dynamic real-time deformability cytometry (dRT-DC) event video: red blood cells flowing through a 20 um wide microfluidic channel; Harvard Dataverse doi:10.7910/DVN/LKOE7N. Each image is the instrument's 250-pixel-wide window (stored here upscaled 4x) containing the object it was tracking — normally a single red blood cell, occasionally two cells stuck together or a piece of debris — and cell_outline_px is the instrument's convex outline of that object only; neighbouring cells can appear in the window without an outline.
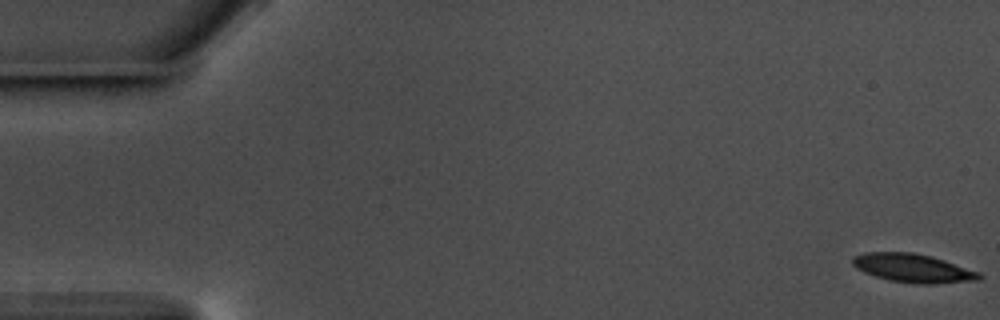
{"species": "common noctule bat (a hibernating species)", "species_latin": "Nyctalus noctula", "temperature_condition": "warm", "stored_images_in_passage": 58, "camera_frame_rate_fps": 3000, "um_per_image_px": 0.085, "animal": {"sex": "male", "body_mass_g": 17.5, "forearm_length_mm": 52.3}, "frame": {"image": 1, "passage_image": 1, "time_ms": 0.0, "image_size_px": [1000, 320], "cell_outline_px": [[984, 276], [980, 280], [936, 284], [916, 284], [892, 280], [876, 276], [864, 272], [856, 268], [852, 264], [852, 256], [864, 252], [912, 252], [932, 256], [980, 272]], "centroid_in_image_um": [77.63, 22.79], "position_along_channel_um": 7.4, "area_um2": 21.21}}
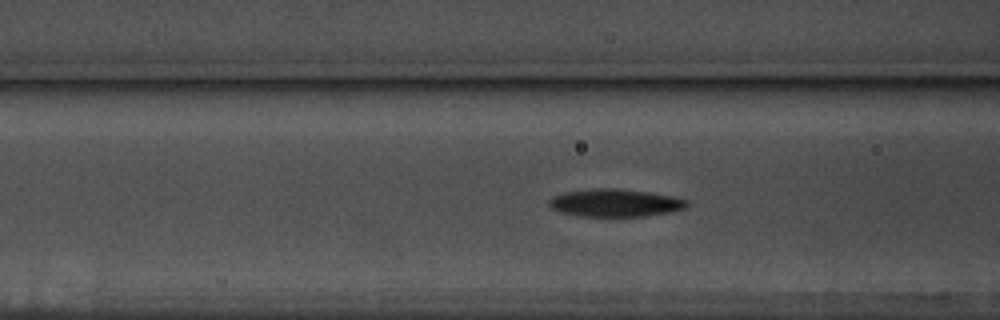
{"frame": {"image": 2, "passage_image": 23, "time_ms": 7.333, "image_size_px": [1000, 320], "cell_outline_px": [[688, 204], [684, 208], [668, 212], [644, 216], [580, 216], [560, 212], [552, 208], [548, 204], [548, 200], [552, 196], [564, 192], [592, 188], [616, 188], [648, 192], [672, 196], [688, 200]], "centroid_in_image_um": [52.24, 17.23], "position_along_channel_um": 114.4, "area_um2": 22.2}}
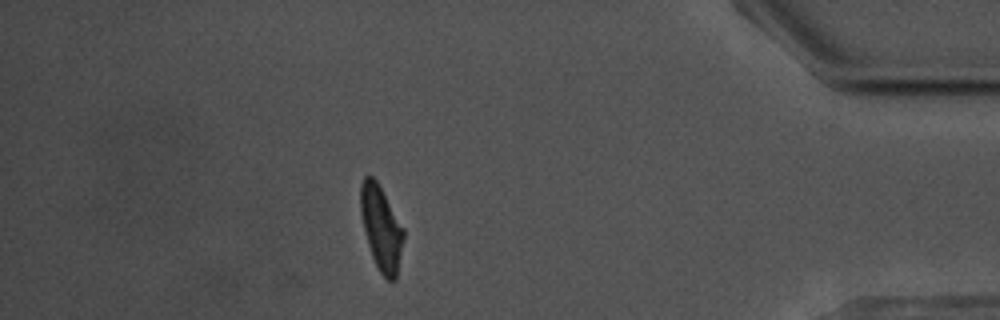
{"frame": {"image": 3, "passage_image": 51, "time_ms": 16.667, "image_size_px": [1000, 320], "cell_outline_px": [[404, 236], [396, 280], [388, 280], [380, 272], [372, 256], [368, 244], [360, 212], [360, 184], [364, 176], [372, 176], [376, 180], [404, 228]], "centroid_in_image_um": [32.4, 19.37], "position_along_channel_um": 402.8, "area_um2": 20.92}, "authors_computed_cell_mechanics": {"area_um2": 21.7039, "velocity_mm_per_s": 3.566, "shape_relaxation_time_tau1_ms": 2.9641, "shape_relaxation_time_tau2_ms": 4.1598, "deformation_change_tau1": 0.1417, "deformation_change_tau2": 0.1198}}